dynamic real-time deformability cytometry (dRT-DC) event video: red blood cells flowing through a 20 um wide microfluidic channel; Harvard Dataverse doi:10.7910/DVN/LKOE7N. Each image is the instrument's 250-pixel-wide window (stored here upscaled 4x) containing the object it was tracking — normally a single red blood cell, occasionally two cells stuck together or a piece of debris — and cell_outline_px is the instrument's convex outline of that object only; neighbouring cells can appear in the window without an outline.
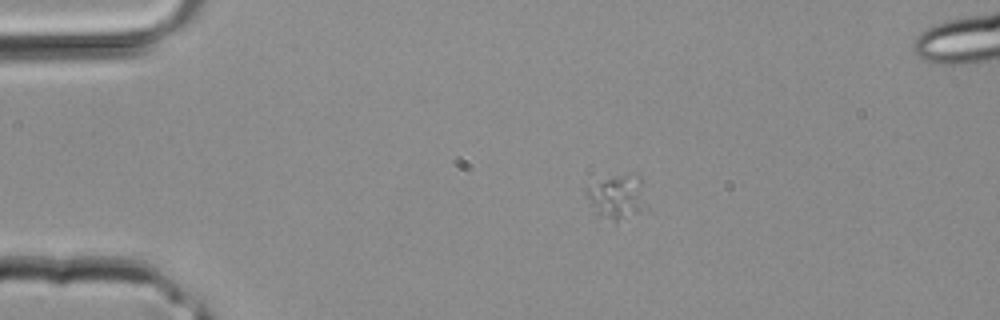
{"species": "common noctule bat (a hibernating species)", "species_latin": "Nyctalus noctula", "temperature_condition": "room temperature", "stored_images_in_passage": 3, "camera_frame_rate_fps": 3000, "um_per_image_px": 0.085, "animal": {"sex": "male", "body_mass_g": 20.4}, "frame": {"image": 1, "passage_image": 1, "time_ms": 0.0, "image_size_px": [1000, 320], "cell_outline_px": [[648, 212], [616, 224], [596, 216], [584, 192], [584, 188], [604, 180], [620, 176], [644, 176], [648, 208]], "centroid_in_image_um": [52.56, 16.86], "position_along_channel_um": 32.4, "area_um2": 16.65}}